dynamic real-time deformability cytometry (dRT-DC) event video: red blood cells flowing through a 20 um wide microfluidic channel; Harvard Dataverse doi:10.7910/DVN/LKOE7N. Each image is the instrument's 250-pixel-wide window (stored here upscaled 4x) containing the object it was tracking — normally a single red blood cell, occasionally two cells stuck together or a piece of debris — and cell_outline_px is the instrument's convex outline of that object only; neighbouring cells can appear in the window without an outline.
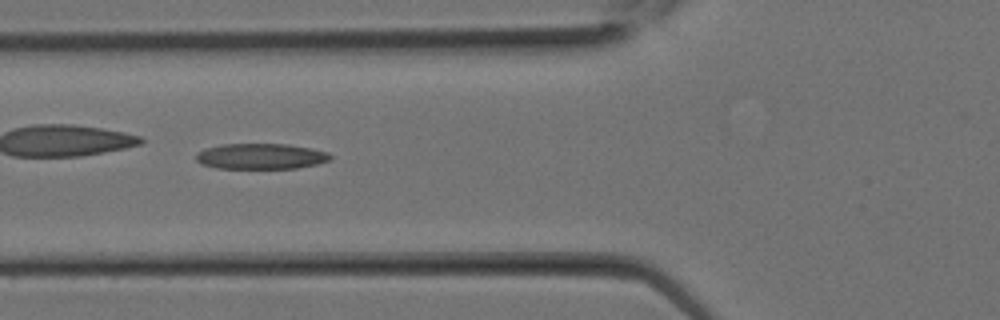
{"species": "Egyptian fruit bat (a non-hibernating species)", "species_latin": "Rousettus aegyptiacus", "temperature_condition": "room temperature", "stored_images_in_passage": 13, "camera_frame_rate_fps": 3000, "um_per_image_px": 0.085, "animal": {"sex": "female"}, "frame": {"image": 1, "passage_image": 10, "time_ms": 3.0, "image_size_px": [1000, 320], "cell_outline_px": [[332, 160], [316, 164], [296, 168], [216, 168], [200, 164], [196, 160], [196, 156], [204, 148], [220, 144], [288, 144], [312, 148], [328, 152], [332, 156]], "centroid_in_image_um": [22.19, 13.28], "position_along_channel_um": 103.6, "area_um2": 20.17}}